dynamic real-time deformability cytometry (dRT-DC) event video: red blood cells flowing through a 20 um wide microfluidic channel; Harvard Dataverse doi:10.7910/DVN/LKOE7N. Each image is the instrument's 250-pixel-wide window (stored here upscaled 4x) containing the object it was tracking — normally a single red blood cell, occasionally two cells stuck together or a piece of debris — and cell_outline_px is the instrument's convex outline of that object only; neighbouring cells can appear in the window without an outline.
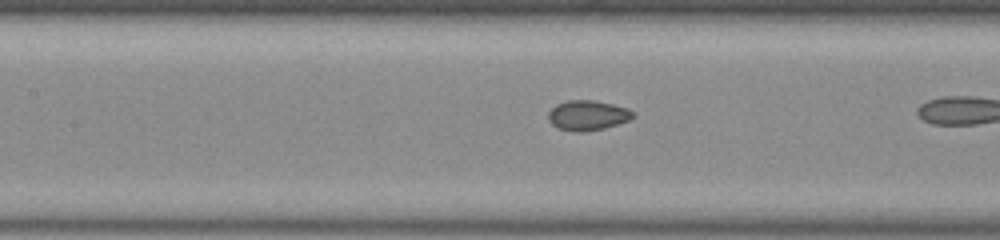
{"species": "common noctule bat (a hibernating species)", "species_latin": "Nyctalus noctula", "temperature_condition": "room temperature", "stored_images_in_passage": 33, "camera_frame_rate_fps": 3000, "um_per_image_px": 0.085, "animal": {"sex": "male", "body_mass_g": 20.0, "forearm_length_mm": 53.3}, "frame": {"image": 1, "passage_image": 24, "time_ms": 7.667, "image_size_px": [1000, 240], "cell_outline_px": [[636, 116], [628, 120], [604, 128], [584, 132], [576, 132], [560, 128], [552, 124], [548, 120], [548, 112], [556, 104], [568, 100], [592, 100], [612, 104], [628, 108]], "centroid_in_image_um": [49.93, 9.8], "position_along_channel_um": 157.5, "area_um2": 14.68}}